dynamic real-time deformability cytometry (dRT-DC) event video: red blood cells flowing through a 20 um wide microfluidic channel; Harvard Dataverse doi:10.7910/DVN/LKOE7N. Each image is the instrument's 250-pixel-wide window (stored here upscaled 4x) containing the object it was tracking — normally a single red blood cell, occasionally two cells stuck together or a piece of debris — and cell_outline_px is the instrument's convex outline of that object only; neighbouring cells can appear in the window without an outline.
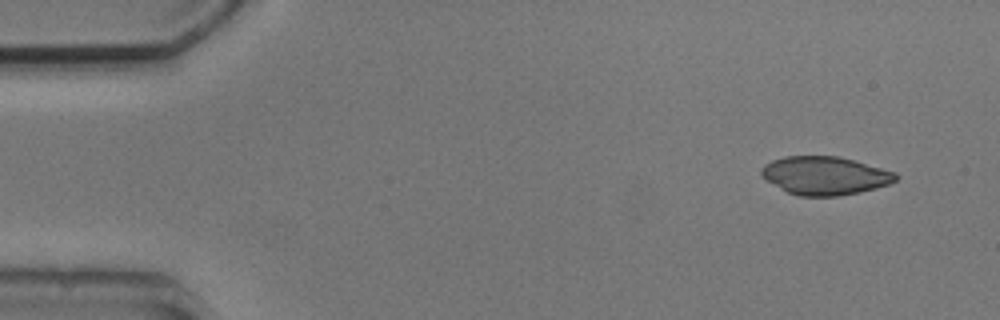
{"species": "common noctule bat (a hibernating species)", "species_latin": "Nyctalus noctula", "temperature_condition": "cold", "stored_images_in_passage": 4, "camera_frame_rate_fps": 3000, "um_per_image_px": 0.085, "animal": {"sex": "male", "body_mass_g": 20.5, "forearm_length_mm": 52.5}, "frame": {"image": 1, "passage_image": 1, "time_ms": 0.0, "image_size_px": [1000, 320], "cell_outline_px": [[900, 176], [896, 180], [888, 184], [876, 188], [860, 192], [840, 196], [800, 196], [788, 192], [780, 188], [768, 180], [760, 172], [760, 168], [764, 164], [772, 160], [784, 156], [840, 156], [896, 172]], "centroid_in_image_um": [70.14, 14.92], "position_along_channel_um": 14.9, "area_um2": 30.0}}